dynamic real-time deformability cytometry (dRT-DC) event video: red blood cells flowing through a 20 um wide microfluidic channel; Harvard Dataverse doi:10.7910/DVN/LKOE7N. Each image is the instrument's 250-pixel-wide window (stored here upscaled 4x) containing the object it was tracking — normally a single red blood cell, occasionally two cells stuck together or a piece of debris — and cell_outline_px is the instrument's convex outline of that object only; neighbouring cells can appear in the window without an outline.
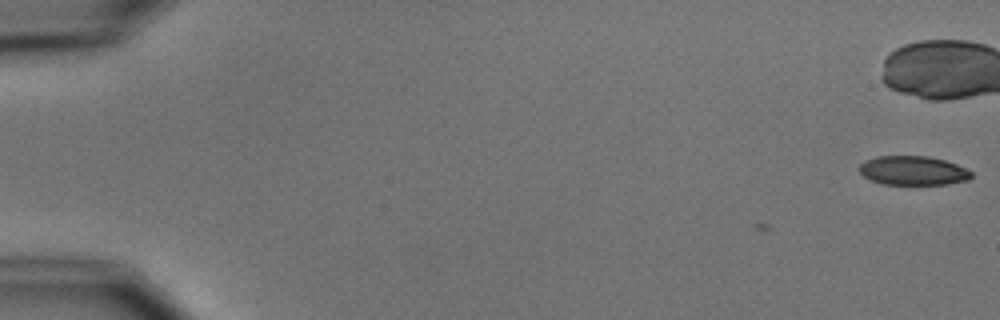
{"species": "common noctule bat (a hibernating species)", "species_latin": "Nyctalus noctula", "temperature_condition": "cold", "stored_images_in_passage": 9, "camera_frame_rate_fps": 3000, "um_per_image_px": 0.085, "animal": {"sex": "male", "body_mass_g": 15.6}, "frame": {"image": 1, "passage_image": 1, "time_ms": 0.0, "image_size_px": [1000, 320], "cell_outline_px": [[972, 176], [968, 180], [944, 184], [880, 184], [864, 176], [860, 172], [860, 164], [864, 160], [876, 156], [928, 156], [944, 160], [956, 164], [972, 172]], "centroid_in_image_um": [77.59, 14.49], "position_along_channel_um": 7.4, "area_um2": 18.9}}